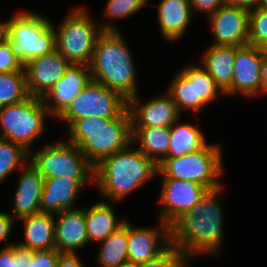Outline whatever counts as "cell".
I'll return each instance as SVG.
<instances>
[{"label": "cell", "instance_id": "obj_1", "mask_svg": "<svg viewBox=\"0 0 267 267\" xmlns=\"http://www.w3.org/2000/svg\"><path fill=\"white\" fill-rule=\"evenodd\" d=\"M222 186L207 190L196 206L170 225V243L189 259L196 255H219L224 239Z\"/></svg>", "mask_w": 267, "mask_h": 267}, {"label": "cell", "instance_id": "obj_2", "mask_svg": "<svg viewBox=\"0 0 267 267\" xmlns=\"http://www.w3.org/2000/svg\"><path fill=\"white\" fill-rule=\"evenodd\" d=\"M132 146L131 142L94 166V185L108 202L116 204L158 176V165Z\"/></svg>", "mask_w": 267, "mask_h": 267}, {"label": "cell", "instance_id": "obj_3", "mask_svg": "<svg viewBox=\"0 0 267 267\" xmlns=\"http://www.w3.org/2000/svg\"><path fill=\"white\" fill-rule=\"evenodd\" d=\"M120 31H103L89 65L92 81L118 92L127 101L138 95L135 58Z\"/></svg>", "mask_w": 267, "mask_h": 267}, {"label": "cell", "instance_id": "obj_4", "mask_svg": "<svg viewBox=\"0 0 267 267\" xmlns=\"http://www.w3.org/2000/svg\"><path fill=\"white\" fill-rule=\"evenodd\" d=\"M67 141L75 144L96 166L102 159L125 149L132 142L131 117L126 108L118 117H86L68 127Z\"/></svg>", "mask_w": 267, "mask_h": 267}, {"label": "cell", "instance_id": "obj_5", "mask_svg": "<svg viewBox=\"0 0 267 267\" xmlns=\"http://www.w3.org/2000/svg\"><path fill=\"white\" fill-rule=\"evenodd\" d=\"M6 21L7 41L12 52L23 65L56 50L53 21L44 15L25 11L10 16Z\"/></svg>", "mask_w": 267, "mask_h": 267}, {"label": "cell", "instance_id": "obj_6", "mask_svg": "<svg viewBox=\"0 0 267 267\" xmlns=\"http://www.w3.org/2000/svg\"><path fill=\"white\" fill-rule=\"evenodd\" d=\"M85 6H78L67 13L62 23L55 27L56 50L70 63L89 66L95 44L103 32Z\"/></svg>", "mask_w": 267, "mask_h": 267}, {"label": "cell", "instance_id": "obj_7", "mask_svg": "<svg viewBox=\"0 0 267 267\" xmlns=\"http://www.w3.org/2000/svg\"><path fill=\"white\" fill-rule=\"evenodd\" d=\"M29 152V161L39 170L44 179L68 177L82 188L94 183V166L82 151L67 140L56 141L41 147L35 153Z\"/></svg>", "mask_w": 267, "mask_h": 267}, {"label": "cell", "instance_id": "obj_8", "mask_svg": "<svg viewBox=\"0 0 267 267\" xmlns=\"http://www.w3.org/2000/svg\"><path fill=\"white\" fill-rule=\"evenodd\" d=\"M221 147L206 143L202 148L180 157H166L158 165V175L177 180H189L208 190L221 185L223 172Z\"/></svg>", "mask_w": 267, "mask_h": 267}, {"label": "cell", "instance_id": "obj_9", "mask_svg": "<svg viewBox=\"0 0 267 267\" xmlns=\"http://www.w3.org/2000/svg\"><path fill=\"white\" fill-rule=\"evenodd\" d=\"M50 112L42 98L30 96L25 101L0 108V138L31 151L32 143L45 131V117Z\"/></svg>", "mask_w": 267, "mask_h": 267}, {"label": "cell", "instance_id": "obj_10", "mask_svg": "<svg viewBox=\"0 0 267 267\" xmlns=\"http://www.w3.org/2000/svg\"><path fill=\"white\" fill-rule=\"evenodd\" d=\"M127 108V100L118 92L91 81L57 118L69 127L75 120L86 117L114 118Z\"/></svg>", "mask_w": 267, "mask_h": 267}, {"label": "cell", "instance_id": "obj_11", "mask_svg": "<svg viewBox=\"0 0 267 267\" xmlns=\"http://www.w3.org/2000/svg\"><path fill=\"white\" fill-rule=\"evenodd\" d=\"M162 186L158 203L161 211L158 220L171 225L184 212L198 204L208 190L196 182L162 177Z\"/></svg>", "mask_w": 267, "mask_h": 267}, {"label": "cell", "instance_id": "obj_12", "mask_svg": "<svg viewBox=\"0 0 267 267\" xmlns=\"http://www.w3.org/2000/svg\"><path fill=\"white\" fill-rule=\"evenodd\" d=\"M262 53L259 47L245 45L235 52L233 80L225 96L242 94L245 97H256L263 94L261 80Z\"/></svg>", "mask_w": 267, "mask_h": 267}, {"label": "cell", "instance_id": "obj_13", "mask_svg": "<svg viewBox=\"0 0 267 267\" xmlns=\"http://www.w3.org/2000/svg\"><path fill=\"white\" fill-rule=\"evenodd\" d=\"M249 11L244 7L224 4L207 17L213 31L214 45H248Z\"/></svg>", "mask_w": 267, "mask_h": 267}, {"label": "cell", "instance_id": "obj_14", "mask_svg": "<svg viewBox=\"0 0 267 267\" xmlns=\"http://www.w3.org/2000/svg\"><path fill=\"white\" fill-rule=\"evenodd\" d=\"M139 98L136 95L127 101L131 127H170L180 119L181 114L167 91L162 96L147 99L141 105Z\"/></svg>", "mask_w": 267, "mask_h": 267}, {"label": "cell", "instance_id": "obj_15", "mask_svg": "<svg viewBox=\"0 0 267 267\" xmlns=\"http://www.w3.org/2000/svg\"><path fill=\"white\" fill-rule=\"evenodd\" d=\"M128 221L129 264L147 262L160 255L170 243V226L159 220L158 227H133Z\"/></svg>", "mask_w": 267, "mask_h": 267}, {"label": "cell", "instance_id": "obj_16", "mask_svg": "<svg viewBox=\"0 0 267 267\" xmlns=\"http://www.w3.org/2000/svg\"><path fill=\"white\" fill-rule=\"evenodd\" d=\"M69 66L57 50L30 60L24 65L29 95L43 99Z\"/></svg>", "mask_w": 267, "mask_h": 267}, {"label": "cell", "instance_id": "obj_17", "mask_svg": "<svg viewBox=\"0 0 267 267\" xmlns=\"http://www.w3.org/2000/svg\"><path fill=\"white\" fill-rule=\"evenodd\" d=\"M92 81L89 66L70 64L65 74L43 98L50 115L57 119L72 100ZM47 98V99H46ZM52 100L50 103L49 100Z\"/></svg>", "mask_w": 267, "mask_h": 267}, {"label": "cell", "instance_id": "obj_18", "mask_svg": "<svg viewBox=\"0 0 267 267\" xmlns=\"http://www.w3.org/2000/svg\"><path fill=\"white\" fill-rule=\"evenodd\" d=\"M22 171L12 201L13 215L17 220L40 212L44 188V177L30 161L23 166Z\"/></svg>", "mask_w": 267, "mask_h": 267}, {"label": "cell", "instance_id": "obj_19", "mask_svg": "<svg viewBox=\"0 0 267 267\" xmlns=\"http://www.w3.org/2000/svg\"><path fill=\"white\" fill-rule=\"evenodd\" d=\"M55 215V249L60 253L76 254L89 244L84 208L64 210Z\"/></svg>", "mask_w": 267, "mask_h": 267}, {"label": "cell", "instance_id": "obj_20", "mask_svg": "<svg viewBox=\"0 0 267 267\" xmlns=\"http://www.w3.org/2000/svg\"><path fill=\"white\" fill-rule=\"evenodd\" d=\"M157 17L160 32L167 41L182 38L191 22L193 10L189 0H160Z\"/></svg>", "mask_w": 267, "mask_h": 267}, {"label": "cell", "instance_id": "obj_21", "mask_svg": "<svg viewBox=\"0 0 267 267\" xmlns=\"http://www.w3.org/2000/svg\"><path fill=\"white\" fill-rule=\"evenodd\" d=\"M82 189L77 182L65 176L44 179L40 212L56 214L77 209L74 203Z\"/></svg>", "mask_w": 267, "mask_h": 267}, {"label": "cell", "instance_id": "obj_22", "mask_svg": "<svg viewBox=\"0 0 267 267\" xmlns=\"http://www.w3.org/2000/svg\"><path fill=\"white\" fill-rule=\"evenodd\" d=\"M23 223L24 241L19 246L32 251L55 248V215L39 212L18 220Z\"/></svg>", "mask_w": 267, "mask_h": 267}, {"label": "cell", "instance_id": "obj_23", "mask_svg": "<svg viewBox=\"0 0 267 267\" xmlns=\"http://www.w3.org/2000/svg\"><path fill=\"white\" fill-rule=\"evenodd\" d=\"M166 91L172 96L180 114L183 110L197 114L207 106L201 98H197L196 65L189 64L182 68L174 76Z\"/></svg>", "mask_w": 267, "mask_h": 267}, {"label": "cell", "instance_id": "obj_24", "mask_svg": "<svg viewBox=\"0 0 267 267\" xmlns=\"http://www.w3.org/2000/svg\"><path fill=\"white\" fill-rule=\"evenodd\" d=\"M239 47L210 45L203 54L202 66L225 93L232 84L235 52Z\"/></svg>", "mask_w": 267, "mask_h": 267}, {"label": "cell", "instance_id": "obj_25", "mask_svg": "<svg viewBox=\"0 0 267 267\" xmlns=\"http://www.w3.org/2000/svg\"><path fill=\"white\" fill-rule=\"evenodd\" d=\"M89 243L101 242L124 225L126 218L118 219L112 203L100 201L90 208L84 207Z\"/></svg>", "mask_w": 267, "mask_h": 267}, {"label": "cell", "instance_id": "obj_26", "mask_svg": "<svg viewBox=\"0 0 267 267\" xmlns=\"http://www.w3.org/2000/svg\"><path fill=\"white\" fill-rule=\"evenodd\" d=\"M132 143L140 141L138 149L159 165L168 154L170 127H131Z\"/></svg>", "mask_w": 267, "mask_h": 267}, {"label": "cell", "instance_id": "obj_27", "mask_svg": "<svg viewBox=\"0 0 267 267\" xmlns=\"http://www.w3.org/2000/svg\"><path fill=\"white\" fill-rule=\"evenodd\" d=\"M178 119L170 126L167 157H180L202 148L207 142L202 129Z\"/></svg>", "mask_w": 267, "mask_h": 267}, {"label": "cell", "instance_id": "obj_28", "mask_svg": "<svg viewBox=\"0 0 267 267\" xmlns=\"http://www.w3.org/2000/svg\"><path fill=\"white\" fill-rule=\"evenodd\" d=\"M99 244L100 249L97 253L99 267H119L128 264V220Z\"/></svg>", "mask_w": 267, "mask_h": 267}, {"label": "cell", "instance_id": "obj_29", "mask_svg": "<svg viewBox=\"0 0 267 267\" xmlns=\"http://www.w3.org/2000/svg\"><path fill=\"white\" fill-rule=\"evenodd\" d=\"M25 71L0 73V108L29 98Z\"/></svg>", "mask_w": 267, "mask_h": 267}, {"label": "cell", "instance_id": "obj_30", "mask_svg": "<svg viewBox=\"0 0 267 267\" xmlns=\"http://www.w3.org/2000/svg\"><path fill=\"white\" fill-rule=\"evenodd\" d=\"M29 156V151L23 146L0 138V183L6 181L14 171L23 168Z\"/></svg>", "mask_w": 267, "mask_h": 267}, {"label": "cell", "instance_id": "obj_31", "mask_svg": "<svg viewBox=\"0 0 267 267\" xmlns=\"http://www.w3.org/2000/svg\"><path fill=\"white\" fill-rule=\"evenodd\" d=\"M149 0H108L104 8V16L110 20V23H100L102 31H120L114 20H123L137 14L144 8Z\"/></svg>", "mask_w": 267, "mask_h": 267}, {"label": "cell", "instance_id": "obj_32", "mask_svg": "<svg viewBox=\"0 0 267 267\" xmlns=\"http://www.w3.org/2000/svg\"><path fill=\"white\" fill-rule=\"evenodd\" d=\"M267 40V9H250L248 45L259 47Z\"/></svg>", "mask_w": 267, "mask_h": 267}, {"label": "cell", "instance_id": "obj_33", "mask_svg": "<svg viewBox=\"0 0 267 267\" xmlns=\"http://www.w3.org/2000/svg\"><path fill=\"white\" fill-rule=\"evenodd\" d=\"M196 89L197 98H201L206 105L216 101L220 94L225 95L201 65L196 66Z\"/></svg>", "mask_w": 267, "mask_h": 267}, {"label": "cell", "instance_id": "obj_34", "mask_svg": "<svg viewBox=\"0 0 267 267\" xmlns=\"http://www.w3.org/2000/svg\"><path fill=\"white\" fill-rule=\"evenodd\" d=\"M189 258L177 247L170 244L160 255L134 267H184Z\"/></svg>", "mask_w": 267, "mask_h": 267}, {"label": "cell", "instance_id": "obj_35", "mask_svg": "<svg viewBox=\"0 0 267 267\" xmlns=\"http://www.w3.org/2000/svg\"><path fill=\"white\" fill-rule=\"evenodd\" d=\"M16 71H25L24 65L14 55L9 42L6 41L0 45V73Z\"/></svg>", "mask_w": 267, "mask_h": 267}, {"label": "cell", "instance_id": "obj_36", "mask_svg": "<svg viewBox=\"0 0 267 267\" xmlns=\"http://www.w3.org/2000/svg\"><path fill=\"white\" fill-rule=\"evenodd\" d=\"M60 254L55 248L33 251V260H29L28 267H56Z\"/></svg>", "mask_w": 267, "mask_h": 267}, {"label": "cell", "instance_id": "obj_37", "mask_svg": "<svg viewBox=\"0 0 267 267\" xmlns=\"http://www.w3.org/2000/svg\"><path fill=\"white\" fill-rule=\"evenodd\" d=\"M193 14H197L195 12H201L208 15H212L215 13L222 5H224V0H189Z\"/></svg>", "mask_w": 267, "mask_h": 267}, {"label": "cell", "instance_id": "obj_38", "mask_svg": "<svg viewBox=\"0 0 267 267\" xmlns=\"http://www.w3.org/2000/svg\"><path fill=\"white\" fill-rule=\"evenodd\" d=\"M14 220L15 219L12 217L11 213L9 214L8 212L0 211V242L5 243L4 247L14 244L13 242L9 243L8 240L14 226Z\"/></svg>", "mask_w": 267, "mask_h": 267}, {"label": "cell", "instance_id": "obj_39", "mask_svg": "<svg viewBox=\"0 0 267 267\" xmlns=\"http://www.w3.org/2000/svg\"><path fill=\"white\" fill-rule=\"evenodd\" d=\"M0 267H19L16 243L0 249Z\"/></svg>", "mask_w": 267, "mask_h": 267}, {"label": "cell", "instance_id": "obj_40", "mask_svg": "<svg viewBox=\"0 0 267 267\" xmlns=\"http://www.w3.org/2000/svg\"><path fill=\"white\" fill-rule=\"evenodd\" d=\"M56 267H83V264L77 253H61L59 255Z\"/></svg>", "mask_w": 267, "mask_h": 267}, {"label": "cell", "instance_id": "obj_41", "mask_svg": "<svg viewBox=\"0 0 267 267\" xmlns=\"http://www.w3.org/2000/svg\"><path fill=\"white\" fill-rule=\"evenodd\" d=\"M17 259L19 267H28L29 260H33V251L17 244Z\"/></svg>", "mask_w": 267, "mask_h": 267}, {"label": "cell", "instance_id": "obj_42", "mask_svg": "<svg viewBox=\"0 0 267 267\" xmlns=\"http://www.w3.org/2000/svg\"><path fill=\"white\" fill-rule=\"evenodd\" d=\"M226 5L239 6L247 9H253L258 7V0H224Z\"/></svg>", "mask_w": 267, "mask_h": 267}, {"label": "cell", "instance_id": "obj_43", "mask_svg": "<svg viewBox=\"0 0 267 267\" xmlns=\"http://www.w3.org/2000/svg\"><path fill=\"white\" fill-rule=\"evenodd\" d=\"M261 80L263 85V95L267 94V56H263L261 66Z\"/></svg>", "mask_w": 267, "mask_h": 267}, {"label": "cell", "instance_id": "obj_44", "mask_svg": "<svg viewBox=\"0 0 267 267\" xmlns=\"http://www.w3.org/2000/svg\"><path fill=\"white\" fill-rule=\"evenodd\" d=\"M8 37V28H7V21L0 22V45L7 41Z\"/></svg>", "mask_w": 267, "mask_h": 267}, {"label": "cell", "instance_id": "obj_45", "mask_svg": "<svg viewBox=\"0 0 267 267\" xmlns=\"http://www.w3.org/2000/svg\"><path fill=\"white\" fill-rule=\"evenodd\" d=\"M262 56H267V40L259 46Z\"/></svg>", "mask_w": 267, "mask_h": 267}, {"label": "cell", "instance_id": "obj_46", "mask_svg": "<svg viewBox=\"0 0 267 267\" xmlns=\"http://www.w3.org/2000/svg\"><path fill=\"white\" fill-rule=\"evenodd\" d=\"M258 7L267 9V0H258Z\"/></svg>", "mask_w": 267, "mask_h": 267}, {"label": "cell", "instance_id": "obj_47", "mask_svg": "<svg viewBox=\"0 0 267 267\" xmlns=\"http://www.w3.org/2000/svg\"><path fill=\"white\" fill-rule=\"evenodd\" d=\"M119 267H134V265H131V264H126V265H123V266H119Z\"/></svg>", "mask_w": 267, "mask_h": 267}]
</instances>
